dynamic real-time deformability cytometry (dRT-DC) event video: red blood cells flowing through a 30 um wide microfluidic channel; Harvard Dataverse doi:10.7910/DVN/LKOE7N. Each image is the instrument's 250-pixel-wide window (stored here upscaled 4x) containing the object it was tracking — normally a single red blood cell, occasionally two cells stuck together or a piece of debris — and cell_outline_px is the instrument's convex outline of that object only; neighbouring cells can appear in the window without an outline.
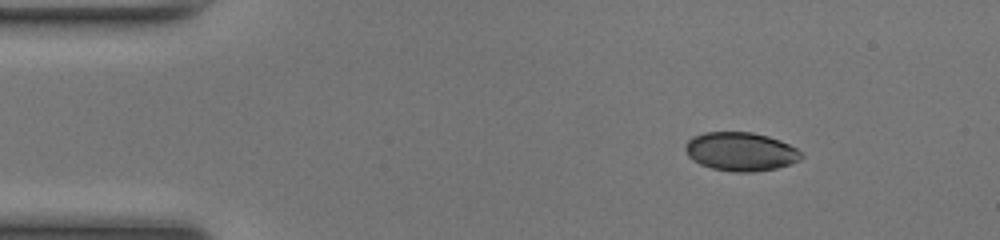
{"species": "common noctule bat (a hibernating species)", "species_latin": "Nyctalus noctula", "temperature_condition": "room temperature", "stored_images_in_passage": 47, "camera_frame_rate_fps": 3000, "um_per_image_px": 0.085, "animal": {"sex": "female", "body_mass_g": 17.0, "forearm_length_mm": 48.0}, "frame": {"image": 1, "passage_image": 5, "time_ms": 1.333, "image_size_px": [1000, 240], "cell_outline_px": [[804, 156], [800, 160], [776, 168], [752, 172], [736, 172], [712, 168], [700, 164], [692, 160], [688, 156], [684, 148], [684, 144], [692, 136], [704, 132], [752, 132], [768, 136], [780, 140], [796, 148]], "centroid_in_image_um": [62.93, 12.87], "position_along_channel_um": 22.1, "area_um2": 26.18}}
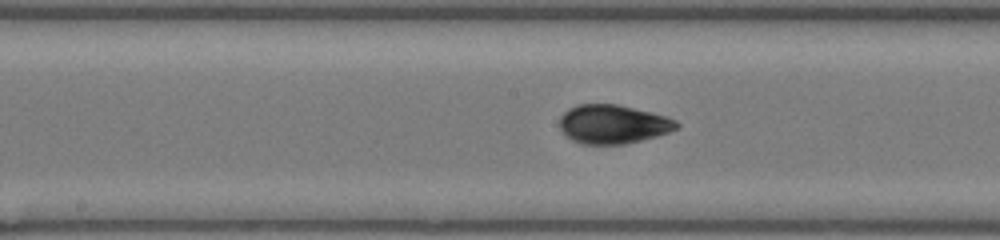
{"frame": {"image": 2, "passage_image": 23, "time_ms": 7.333, "image_size_px": [1000, 240], "cell_outline_px": [[680, 124], [676, 128], [668, 132], [656, 136], [624, 144], [580, 144], [572, 140], [560, 128], [560, 116], [568, 108], [576, 104], [616, 104], [664, 116], [676, 120]], "centroid_in_image_um": [52.06, 10.55], "position_along_channel_um": 196.1, "area_um2": 26.18}}
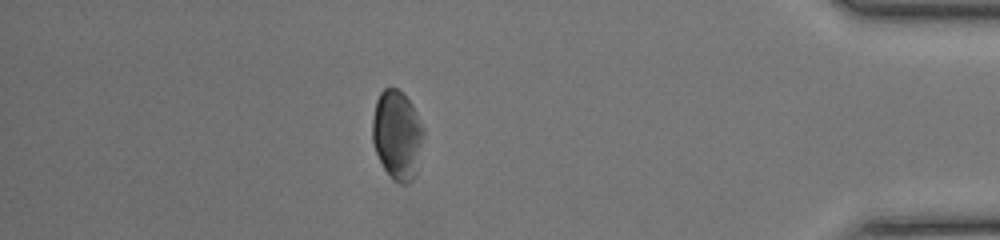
{"frame": {"image": 3, "passage_image": 41, "time_ms": 13.333, "image_size_px": [1000, 240], "cell_outline_px": [[424, 136], [416, 172], [412, 180], [408, 184], [400, 184], [392, 180], [384, 168], [376, 152], [372, 140], [372, 120], [376, 100], [380, 92], [384, 88], [396, 88], [412, 104], [424, 128]], "centroid_in_image_um": [33.76, 11.49], "position_along_channel_um": 401.4, "area_um2": 26.59}, "authors_computed_cell_mechanics": {"area_um2": 26.3568, "velocity_mm_per_s": 4.194, "shape_relaxation_time_tau1_ms": 2.5358, "shape_relaxation_time_tau2_ms": 1.1302, "deformation_change_tau1": 0.0823, "deformation_change_tau2": 0.0522}}